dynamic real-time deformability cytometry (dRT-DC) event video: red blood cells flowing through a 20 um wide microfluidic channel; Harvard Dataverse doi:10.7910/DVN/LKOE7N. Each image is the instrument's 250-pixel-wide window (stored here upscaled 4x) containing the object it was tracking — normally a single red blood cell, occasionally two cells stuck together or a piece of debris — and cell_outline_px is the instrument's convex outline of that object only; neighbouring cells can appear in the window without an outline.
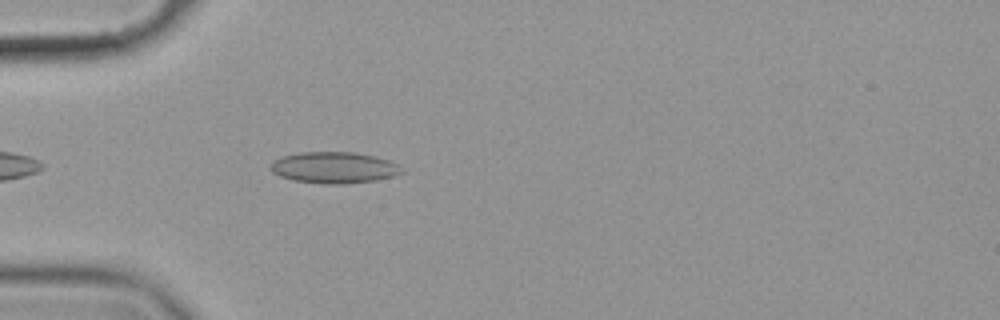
{"species": "common noctule bat (a hibernating species)", "species_latin": "Nyctalus noctula", "temperature_condition": "cold", "stored_images_in_passage": 44, "camera_frame_rate_fps": 3000, "um_per_image_px": 0.085, "animal": {"sex": "female", "body_mass_g": 19.9}, "frame": {"image": 1, "passage_image": 4, "time_ms": 1.0, "image_size_px": [1000, 320], "cell_outline_px": [[404, 172], [392, 176], [376, 180], [340, 184], [324, 184], [292, 180], [280, 176], [272, 172], [268, 168], [272, 160], [284, 156], [300, 152], [352, 152], [376, 156], [388, 160], [396, 164]], "centroid_in_image_um": [28.34, 14.24], "position_along_channel_um": 56.7, "area_um2": 23.93}}
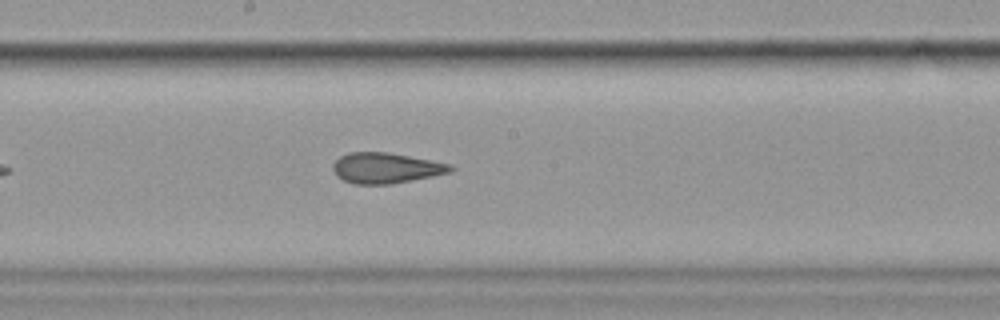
{"frame": {"image": 2, "passage_image": 18, "time_ms": 5.667, "image_size_px": [1000, 320], "cell_outline_px": [[456, 168], [452, 172], [392, 184], [352, 184], [336, 176], [332, 168], [332, 164], [340, 156], [348, 152], [388, 152], [448, 164]], "centroid_in_image_um": [32.76, 14.28], "position_along_channel_um": 215.4, "area_um2": 20.87}}
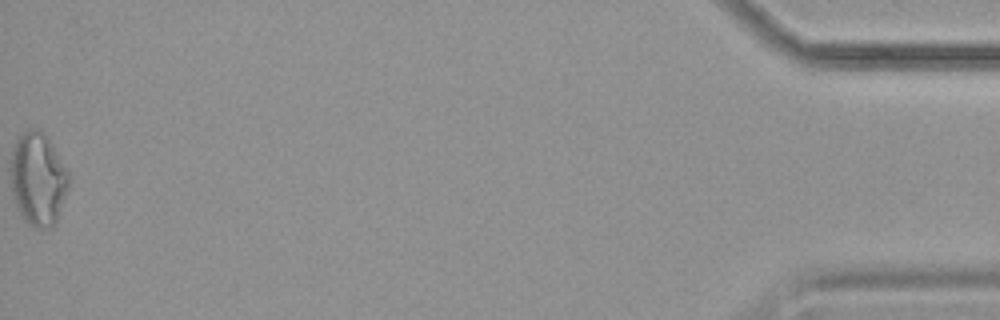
{"frame": {"image": 3, "passage_image": 44, "time_ms": 14.333, "image_size_px": [1000, 320], "cell_outline_px": [[68, 188], [56, 224], [48, 228], [36, 228], [28, 224], [24, 220], [12, 196], [12, 152], [16, 140], [28, 128], [40, 128], [44, 132], [52, 144], [68, 172]], "centroid_in_image_um": [3.24, 15.22], "position_along_channel_um": 432.0, "area_um2": 31.27}, "authors_computed_cell_mechanics": {"area_um2": 21.386, "velocity_mm_per_s": 3.5631, "shape_relaxation_time_tau1_ms": null, "shape_relaxation_time_tau2_ms": 1.8929, "deformation_change_tau1": null, "deformation_change_tau2": 0.0869}}